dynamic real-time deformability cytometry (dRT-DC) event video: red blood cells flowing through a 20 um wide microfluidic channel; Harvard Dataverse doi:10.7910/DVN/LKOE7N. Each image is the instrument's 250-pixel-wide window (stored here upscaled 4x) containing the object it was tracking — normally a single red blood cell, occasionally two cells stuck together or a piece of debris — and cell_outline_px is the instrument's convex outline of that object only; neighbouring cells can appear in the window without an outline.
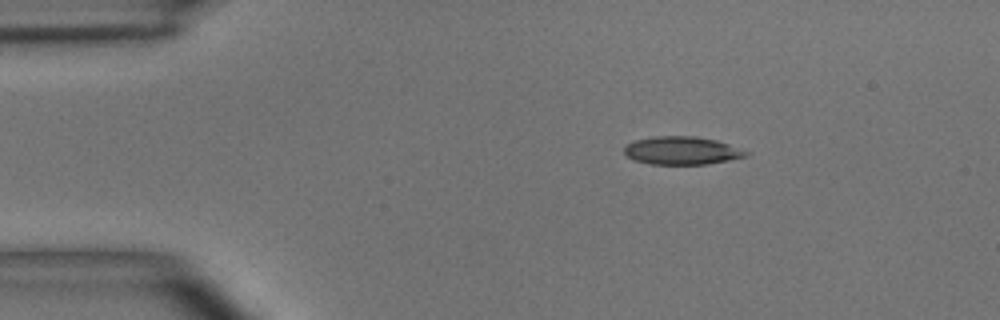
{"species": "common noctule bat (a hibernating species)", "species_latin": "Nyctalus noctula", "temperature_condition": "room temperature", "stored_images_in_passage": 3, "camera_frame_rate_fps": 3000, "um_per_image_px": 0.085, "animal": {"sex": "male", "body_mass_g": 15.6}, "frame": {"image": 1, "passage_image": 1, "time_ms": 0.0, "image_size_px": [1000, 320], "cell_outline_px": [[752, 152], [748, 156], [708, 164], [652, 164], [636, 160], [628, 156], [624, 152], [624, 144], [636, 140], [656, 136], [696, 136], [716, 140]], "centroid_in_image_um": [57.99, 12.79], "position_along_channel_um": 27.0, "area_um2": 19.88}}